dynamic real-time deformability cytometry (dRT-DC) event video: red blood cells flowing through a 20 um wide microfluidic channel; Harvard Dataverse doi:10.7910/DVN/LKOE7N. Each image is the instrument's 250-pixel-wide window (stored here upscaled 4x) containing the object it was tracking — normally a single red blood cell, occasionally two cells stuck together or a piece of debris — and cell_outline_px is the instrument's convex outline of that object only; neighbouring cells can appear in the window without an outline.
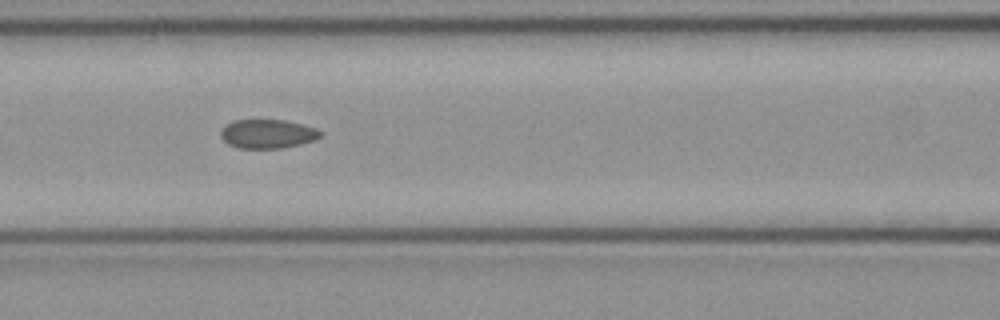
{"species": "common noctule bat (a hibernating species)", "species_latin": "Nyctalus noctula", "temperature_condition": "cold", "stored_images_in_passage": 10, "camera_frame_rate_fps": 3000, "um_per_image_px": 0.085, "animal": {"sex": "female", "body_mass_g": 21.9}, "frame": {"image": 1, "passage_image": 6, "time_ms": 1.667, "image_size_px": [1000, 320], "cell_outline_px": [[324, 132], [320, 136], [312, 140], [300, 144], [280, 148], [240, 148], [228, 144], [220, 136], [220, 132], [228, 124], [236, 120], [284, 120], [316, 128]], "centroid_in_image_um": [22.75, 11.38], "position_along_channel_um": 143.9, "area_um2": 16.53}}
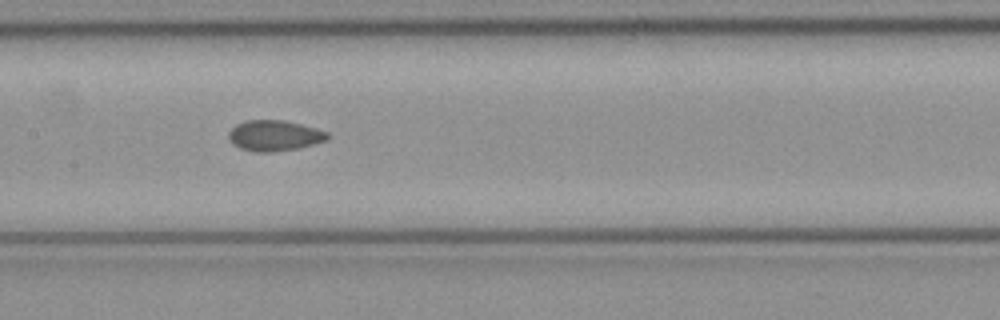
{"frame": {"image": 2, "passage_image": 7, "time_ms": 2.0, "image_size_px": [1000, 320], "cell_outline_px": [[332, 136], [328, 140], [300, 148], [272, 152], [256, 152], [240, 148], [232, 144], [228, 140], [228, 132], [236, 124], [248, 120], [284, 120], [316, 128], [328, 132]], "centroid_in_image_um": [23.34, 11.53], "position_along_channel_um": 184.1, "area_um2": 17.92}}
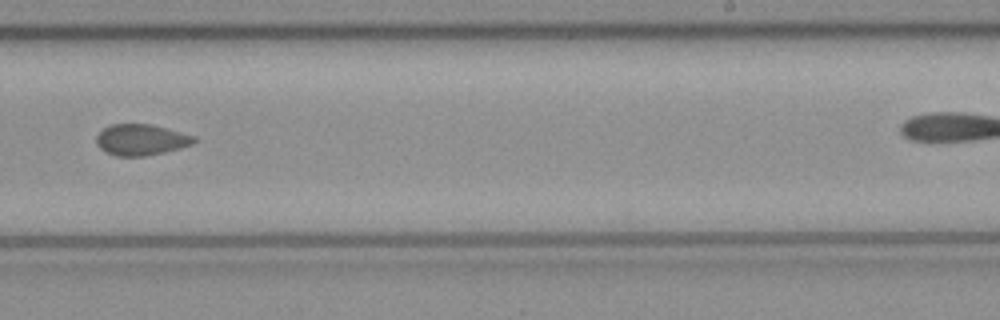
{"frame": {"image": 3, "passage_image": 9, "time_ms": 2.667, "image_size_px": [1000, 320], "cell_outline_px": [[196, 140], [192, 144], [180, 148], [164, 152], [144, 156], [116, 156], [104, 152], [96, 144], [96, 136], [104, 128], [112, 124], [148, 124], [164, 128], [192, 136]], "centroid_in_image_um": [11.92, 11.89], "position_along_channel_um": 277.1, "area_um2": 17.4}}